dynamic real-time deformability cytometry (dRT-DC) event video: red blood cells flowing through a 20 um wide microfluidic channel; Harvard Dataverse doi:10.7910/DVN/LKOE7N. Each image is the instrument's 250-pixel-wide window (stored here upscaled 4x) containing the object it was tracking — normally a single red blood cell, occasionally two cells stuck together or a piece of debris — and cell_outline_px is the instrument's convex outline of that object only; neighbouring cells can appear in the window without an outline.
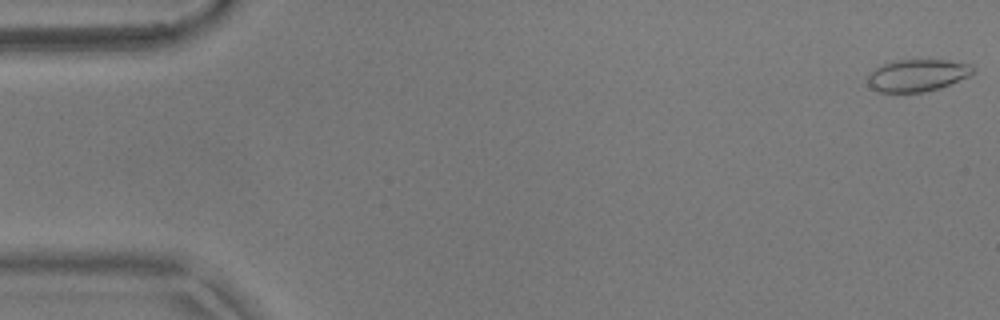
{"species": "common noctule bat (a hibernating species)", "species_latin": "Nyctalus noctula", "temperature_condition": "warm", "stored_images_in_passage": 54, "camera_frame_rate_fps": 3000, "um_per_image_px": 0.085, "animal": {"sex": "male", "body_mass_g": 17.9}, "frame": {"image": 1, "passage_image": 1, "time_ms": 0.0, "image_size_px": [1000, 320], "cell_outline_px": [[976, 72], [968, 76], [940, 88], [924, 92], [876, 92], [868, 84], [868, 76], [880, 64], [892, 60], [948, 60], [972, 64]], "centroid_in_image_um": [77.98, 6.39], "position_along_channel_um": 7.0, "area_um2": 19.83}}
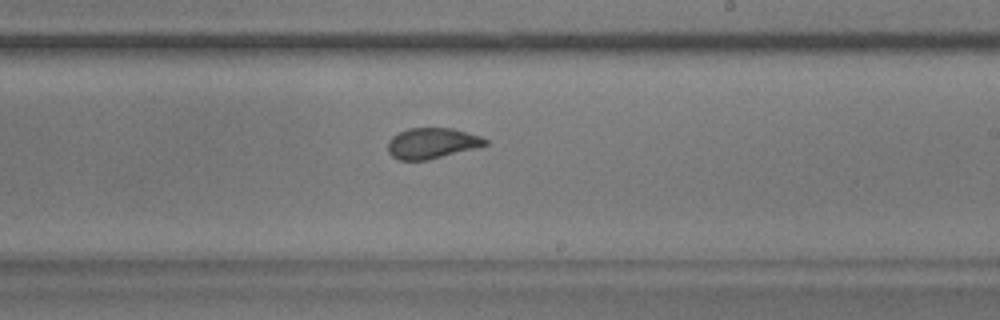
{"frame": {"image": 2, "passage_image": 32, "time_ms": 10.333, "image_size_px": [1000, 320], "cell_outline_px": [[488, 144], [428, 160], [400, 160], [392, 156], [388, 152], [388, 140], [392, 136], [408, 128], [452, 128], [480, 136], [488, 140]], "centroid_in_image_um": [36.68, 12.17], "position_along_channel_um": 252.3, "area_um2": 17.22}}
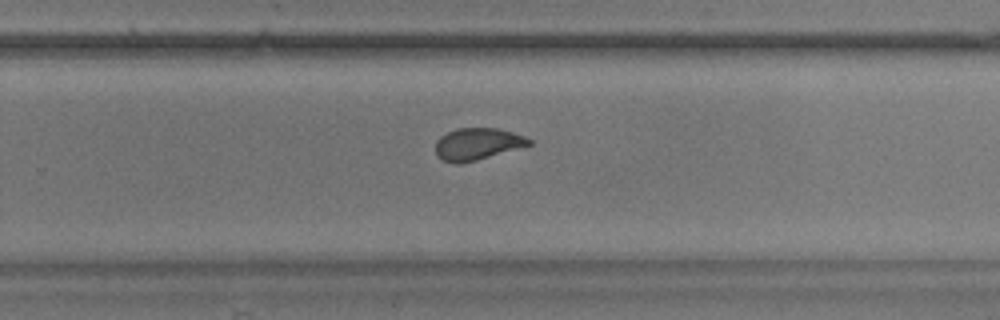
{"frame": {"image": 3, "passage_image": 35, "time_ms": 11.333, "image_size_px": [1000, 320], "cell_outline_px": [[532, 144], [476, 160], [460, 164], [456, 164], [444, 160], [436, 156], [436, 140], [440, 136], [448, 132], [460, 128], [496, 128], [512, 132], [524, 136], [532, 140]], "centroid_in_image_um": [40.56, 12.24], "position_along_channel_um": 289.2, "area_um2": 17.22}, "authors_computed_cell_mechanics": {"area_um2": 18.4382, "velocity_mm_per_s": 3.7076, "shape_relaxation_time_tau1_ms": 10.041, "shape_relaxation_time_tau2_ms": 0.7978, "deformation_change_tau1": 0.2118, "deformation_change_tau2": 0.0577}}